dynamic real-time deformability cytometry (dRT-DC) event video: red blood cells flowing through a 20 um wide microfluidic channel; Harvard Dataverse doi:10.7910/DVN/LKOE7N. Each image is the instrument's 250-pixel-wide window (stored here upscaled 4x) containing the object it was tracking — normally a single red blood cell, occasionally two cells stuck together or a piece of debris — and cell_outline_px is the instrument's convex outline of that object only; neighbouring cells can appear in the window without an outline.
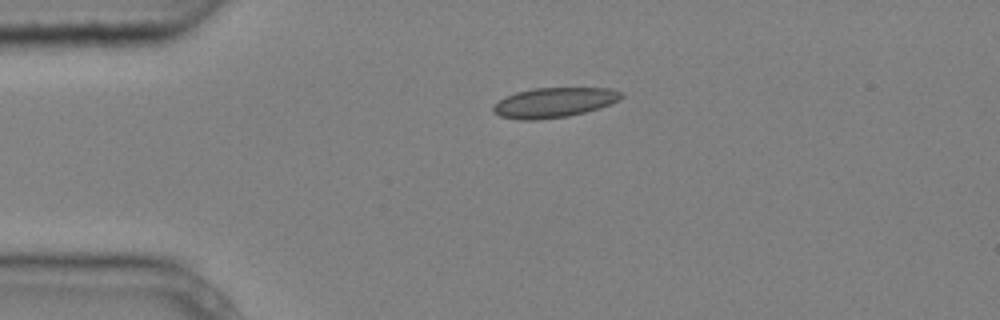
{"species": "common noctule bat (a hibernating species)", "species_latin": "Nyctalus noctula", "temperature_condition": "cold", "stored_images_in_passage": 2, "camera_frame_rate_fps": 3000, "um_per_image_px": 0.085, "animal": {"sex": "male", "body_mass_g": 20.4}, "frame": {"image": 1, "passage_image": 1, "time_ms": 0.0, "image_size_px": [1000, 320], "cell_outline_px": [[624, 96], [620, 100], [612, 104], [600, 108], [568, 116], [540, 120], [516, 120], [500, 116], [492, 112], [492, 104], [504, 96], [516, 92], [532, 88], [608, 88], [624, 92]], "centroid_in_image_um": [47.07, 8.72], "position_along_channel_um": 37.9, "area_um2": 22.77}}